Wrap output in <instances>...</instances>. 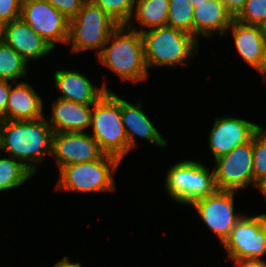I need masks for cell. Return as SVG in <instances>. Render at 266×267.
<instances>
[{
	"mask_svg": "<svg viewBox=\"0 0 266 267\" xmlns=\"http://www.w3.org/2000/svg\"><path fill=\"white\" fill-rule=\"evenodd\" d=\"M52 117L47 119L53 133L79 132L91 126L93 105H85L57 98L52 102Z\"/></svg>",
	"mask_w": 266,
	"mask_h": 267,
	"instance_id": "2e32d148",
	"label": "cell"
},
{
	"mask_svg": "<svg viewBox=\"0 0 266 267\" xmlns=\"http://www.w3.org/2000/svg\"><path fill=\"white\" fill-rule=\"evenodd\" d=\"M207 0H190L193 7H197V4H201Z\"/></svg>",
	"mask_w": 266,
	"mask_h": 267,
	"instance_id": "d590c367",
	"label": "cell"
},
{
	"mask_svg": "<svg viewBox=\"0 0 266 267\" xmlns=\"http://www.w3.org/2000/svg\"><path fill=\"white\" fill-rule=\"evenodd\" d=\"M93 134L102 151L120 161L129 152L128 139L121 118V98L106 91L94 104L91 116Z\"/></svg>",
	"mask_w": 266,
	"mask_h": 267,
	"instance_id": "277c9868",
	"label": "cell"
},
{
	"mask_svg": "<svg viewBox=\"0 0 266 267\" xmlns=\"http://www.w3.org/2000/svg\"><path fill=\"white\" fill-rule=\"evenodd\" d=\"M54 267H82L80 262H70L68 256H64L62 260L57 261Z\"/></svg>",
	"mask_w": 266,
	"mask_h": 267,
	"instance_id": "836d02e7",
	"label": "cell"
},
{
	"mask_svg": "<svg viewBox=\"0 0 266 267\" xmlns=\"http://www.w3.org/2000/svg\"><path fill=\"white\" fill-rule=\"evenodd\" d=\"M232 29L236 50L252 68L259 65L266 39L265 29L261 26L241 23L233 18L228 30Z\"/></svg>",
	"mask_w": 266,
	"mask_h": 267,
	"instance_id": "ffe728a7",
	"label": "cell"
},
{
	"mask_svg": "<svg viewBox=\"0 0 266 267\" xmlns=\"http://www.w3.org/2000/svg\"><path fill=\"white\" fill-rule=\"evenodd\" d=\"M104 155L97 141L86 132L53 133L51 156L57 161L59 171L67 165L92 162Z\"/></svg>",
	"mask_w": 266,
	"mask_h": 267,
	"instance_id": "7c38bea8",
	"label": "cell"
},
{
	"mask_svg": "<svg viewBox=\"0 0 266 267\" xmlns=\"http://www.w3.org/2000/svg\"><path fill=\"white\" fill-rule=\"evenodd\" d=\"M55 86L61 93L58 97L67 101L93 105L109 88L104 83L94 87L90 80L75 70H56L53 75Z\"/></svg>",
	"mask_w": 266,
	"mask_h": 267,
	"instance_id": "9a60e30c",
	"label": "cell"
},
{
	"mask_svg": "<svg viewBox=\"0 0 266 267\" xmlns=\"http://www.w3.org/2000/svg\"><path fill=\"white\" fill-rule=\"evenodd\" d=\"M258 188L262 192V195H264V197L266 198V179L259 184Z\"/></svg>",
	"mask_w": 266,
	"mask_h": 267,
	"instance_id": "e575fe53",
	"label": "cell"
},
{
	"mask_svg": "<svg viewBox=\"0 0 266 267\" xmlns=\"http://www.w3.org/2000/svg\"><path fill=\"white\" fill-rule=\"evenodd\" d=\"M118 27L119 24L102 9L86 1L78 14L69 21L67 44L71 45L72 53L98 49V55Z\"/></svg>",
	"mask_w": 266,
	"mask_h": 267,
	"instance_id": "8992f818",
	"label": "cell"
},
{
	"mask_svg": "<svg viewBox=\"0 0 266 267\" xmlns=\"http://www.w3.org/2000/svg\"><path fill=\"white\" fill-rule=\"evenodd\" d=\"M119 25L132 23L135 0H89Z\"/></svg>",
	"mask_w": 266,
	"mask_h": 267,
	"instance_id": "d4e9b609",
	"label": "cell"
},
{
	"mask_svg": "<svg viewBox=\"0 0 266 267\" xmlns=\"http://www.w3.org/2000/svg\"><path fill=\"white\" fill-rule=\"evenodd\" d=\"M167 26L194 36L193 9L190 0H169Z\"/></svg>",
	"mask_w": 266,
	"mask_h": 267,
	"instance_id": "cb8c5ba5",
	"label": "cell"
},
{
	"mask_svg": "<svg viewBox=\"0 0 266 267\" xmlns=\"http://www.w3.org/2000/svg\"><path fill=\"white\" fill-rule=\"evenodd\" d=\"M22 0H0V20L8 23L20 18Z\"/></svg>",
	"mask_w": 266,
	"mask_h": 267,
	"instance_id": "f1b7e54d",
	"label": "cell"
},
{
	"mask_svg": "<svg viewBox=\"0 0 266 267\" xmlns=\"http://www.w3.org/2000/svg\"><path fill=\"white\" fill-rule=\"evenodd\" d=\"M215 162L213 170L217 189L237 191L251 183L258 188L253 174V138L215 159Z\"/></svg>",
	"mask_w": 266,
	"mask_h": 267,
	"instance_id": "ba28073f",
	"label": "cell"
},
{
	"mask_svg": "<svg viewBox=\"0 0 266 267\" xmlns=\"http://www.w3.org/2000/svg\"><path fill=\"white\" fill-rule=\"evenodd\" d=\"M20 18L54 49L57 43L67 44L69 20L47 1L22 0Z\"/></svg>",
	"mask_w": 266,
	"mask_h": 267,
	"instance_id": "30bf717a",
	"label": "cell"
},
{
	"mask_svg": "<svg viewBox=\"0 0 266 267\" xmlns=\"http://www.w3.org/2000/svg\"><path fill=\"white\" fill-rule=\"evenodd\" d=\"M169 0H135L134 19L143 27L139 32H144L146 27L153 29L167 26L169 13Z\"/></svg>",
	"mask_w": 266,
	"mask_h": 267,
	"instance_id": "44dd1931",
	"label": "cell"
},
{
	"mask_svg": "<svg viewBox=\"0 0 266 267\" xmlns=\"http://www.w3.org/2000/svg\"><path fill=\"white\" fill-rule=\"evenodd\" d=\"M4 23L2 20H0V39L2 38L3 35V30H4Z\"/></svg>",
	"mask_w": 266,
	"mask_h": 267,
	"instance_id": "8d00e7d4",
	"label": "cell"
},
{
	"mask_svg": "<svg viewBox=\"0 0 266 267\" xmlns=\"http://www.w3.org/2000/svg\"><path fill=\"white\" fill-rule=\"evenodd\" d=\"M237 267H266V261L258 258L232 259Z\"/></svg>",
	"mask_w": 266,
	"mask_h": 267,
	"instance_id": "4dcf8cb0",
	"label": "cell"
},
{
	"mask_svg": "<svg viewBox=\"0 0 266 267\" xmlns=\"http://www.w3.org/2000/svg\"><path fill=\"white\" fill-rule=\"evenodd\" d=\"M228 259L258 258L266 255V213L243 215L222 244Z\"/></svg>",
	"mask_w": 266,
	"mask_h": 267,
	"instance_id": "9c48e42d",
	"label": "cell"
},
{
	"mask_svg": "<svg viewBox=\"0 0 266 267\" xmlns=\"http://www.w3.org/2000/svg\"><path fill=\"white\" fill-rule=\"evenodd\" d=\"M253 174L258 185L266 179V130L262 126L253 135Z\"/></svg>",
	"mask_w": 266,
	"mask_h": 267,
	"instance_id": "484cf974",
	"label": "cell"
},
{
	"mask_svg": "<svg viewBox=\"0 0 266 267\" xmlns=\"http://www.w3.org/2000/svg\"><path fill=\"white\" fill-rule=\"evenodd\" d=\"M141 100L137 104L121 99V118L128 139L129 151L136 147L135 137L143 138L159 147H165L166 139L153 126L142 111Z\"/></svg>",
	"mask_w": 266,
	"mask_h": 267,
	"instance_id": "e0dca14e",
	"label": "cell"
},
{
	"mask_svg": "<svg viewBox=\"0 0 266 267\" xmlns=\"http://www.w3.org/2000/svg\"><path fill=\"white\" fill-rule=\"evenodd\" d=\"M98 59L122 81L137 83L148 77L143 38L132 23L119 25L98 54Z\"/></svg>",
	"mask_w": 266,
	"mask_h": 267,
	"instance_id": "7a4b0ae2",
	"label": "cell"
},
{
	"mask_svg": "<svg viewBox=\"0 0 266 267\" xmlns=\"http://www.w3.org/2000/svg\"><path fill=\"white\" fill-rule=\"evenodd\" d=\"M147 69L155 66H186L198 48V40L191 34L164 26L141 33Z\"/></svg>",
	"mask_w": 266,
	"mask_h": 267,
	"instance_id": "3957f363",
	"label": "cell"
},
{
	"mask_svg": "<svg viewBox=\"0 0 266 267\" xmlns=\"http://www.w3.org/2000/svg\"><path fill=\"white\" fill-rule=\"evenodd\" d=\"M167 172V193L177 203L189 205L217 190L214 170L211 172L207 166L196 160L177 162Z\"/></svg>",
	"mask_w": 266,
	"mask_h": 267,
	"instance_id": "52a82bcc",
	"label": "cell"
},
{
	"mask_svg": "<svg viewBox=\"0 0 266 267\" xmlns=\"http://www.w3.org/2000/svg\"><path fill=\"white\" fill-rule=\"evenodd\" d=\"M221 1L224 3L226 10L234 18L243 8L247 0H221Z\"/></svg>",
	"mask_w": 266,
	"mask_h": 267,
	"instance_id": "1f68e13d",
	"label": "cell"
},
{
	"mask_svg": "<svg viewBox=\"0 0 266 267\" xmlns=\"http://www.w3.org/2000/svg\"><path fill=\"white\" fill-rule=\"evenodd\" d=\"M1 40L12 47L27 62L39 60L54 49L39 34H36L22 18L5 23Z\"/></svg>",
	"mask_w": 266,
	"mask_h": 267,
	"instance_id": "5bb4252c",
	"label": "cell"
},
{
	"mask_svg": "<svg viewBox=\"0 0 266 267\" xmlns=\"http://www.w3.org/2000/svg\"><path fill=\"white\" fill-rule=\"evenodd\" d=\"M237 191L219 190L192 202L205 225L217 235L220 243L230 236L232 229L243 216L235 214L234 194Z\"/></svg>",
	"mask_w": 266,
	"mask_h": 267,
	"instance_id": "8fae6325",
	"label": "cell"
},
{
	"mask_svg": "<svg viewBox=\"0 0 266 267\" xmlns=\"http://www.w3.org/2000/svg\"><path fill=\"white\" fill-rule=\"evenodd\" d=\"M46 120L0 121V149L22 161L34 174V163L42 162L48 153L52 155L53 131Z\"/></svg>",
	"mask_w": 266,
	"mask_h": 267,
	"instance_id": "6da1fadb",
	"label": "cell"
},
{
	"mask_svg": "<svg viewBox=\"0 0 266 267\" xmlns=\"http://www.w3.org/2000/svg\"><path fill=\"white\" fill-rule=\"evenodd\" d=\"M261 126L241 118L217 117L209 136V147L214 158L226 155L232 149L249 142Z\"/></svg>",
	"mask_w": 266,
	"mask_h": 267,
	"instance_id": "4fadbf2b",
	"label": "cell"
},
{
	"mask_svg": "<svg viewBox=\"0 0 266 267\" xmlns=\"http://www.w3.org/2000/svg\"><path fill=\"white\" fill-rule=\"evenodd\" d=\"M256 70H258L264 77L262 82H266V39L263 45V52L261 56V60L259 65L256 67Z\"/></svg>",
	"mask_w": 266,
	"mask_h": 267,
	"instance_id": "d6a6232c",
	"label": "cell"
},
{
	"mask_svg": "<svg viewBox=\"0 0 266 267\" xmlns=\"http://www.w3.org/2000/svg\"><path fill=\"white\" fill-rule=\"evenodd\" d=\"M28 62L0 39V80L16 81L27 75Z\"/></svg>",
	"mask_w": 266,
	"mask_h": 267,
	"instance_id": "603a6c76",
	"label": "cell"
},
{
	"mask_svg": "<svg viewBox=\"0 0 266 267\" xmlns=\"http://www.w3.org/2000/svg\"><path fill=\"white\" fill-rule=\"evenodd\" d=\"M235 20L249 25L266 26V0H247Z\"/></svg>",
	"mask_w": 266,
	"mask_h": 267,
	"instance_id": "4316f807",
	"label": "cell"
},
{
	"mask_svg": "<svg viewBox=\"0 0 266 267\" xmlns=\"http://www.w3.org/2000/svg\"><path fill=\"white\" fill-rule=\"evenodd\" d=\"M33 174L22 162L11 156L0 158V192L19 187Z\"/></svg>",
	"mask_w": 266,
	"mask_h": 267,
	"instance_id": "7402d4cb",
	"label": "cell"
},
{
	"mask_svg": "<svg viewBox=\"0 0 266 267\" xmlns=\"http://www.w3.org/2000/svg\"><path fill=\"white\" fill-rule=\"evenodd\" d=\"M42 98L27 82L16 83L9 92L6 120H37L44 117Z\"/></svg>",
	"mask_w": 266,
	"mask_h": 267,
	"instance_id": "d6986e66",
	"label": "cell"
},
{
	"mask_svg": "<svg viewBox=\"0 0 266 267\" xmlns=\"http://www.w3.org/2000/svg\"><path fill=\"white\" fill-rule=\"evenodd\" d=\"M10 89L9 80H0V121L6 120V105Z\"/></svg>",
	"mask_w": 266,
	"mask_h": 267,
	"instance_id": "f546056e",
	"label": "cell"
},
{
	"mask_svg": "<svg viewBox=\"0 0 266 267\" xmlns=\"http://www.w3.org/2000/svg\"><path fill=\"white\" fill-rule=\"evenodd\" d=\"M194 37L199 35L210 37L219 32L220 36L227 34L233 20L221 0H207L193 9Z\"/></svg>",
	"mask_w": 266,
	"mask_h": 267,
	"instance_id": "ac0fdd59",
	"label": "cell"
},
{
	"mask_svg": "<svg viewBox=\"0 0 266 267\" xmlns=\"http://www.w3.org/2000/svg\"><path fill=\"white\" fill-rule=\"evenodd\" d=\"M121 161L105 154L102 158L63 167L56 190L94 193L115 191L113 174Z\"/></svg>",
	"mask_w": 266,
	"mask_h": 267,
	"instance_id": "5b68a950",
	"label": "cell"
},
{
	"mask_svg": "<svg viewBox=\"0 0 266 267\" xmlns=\"http://www.w3.org/2000/svg\"><path fill=\"white\" fill-rule=\"evenodd\" d=\"M62 13L69 21L82 9L86 0H44Z\"/></svg>",
	"mask_w": 266,
	"mask_h": 267,
	"instance_id": "83f0119b",
	"label": "cell"
}]
</instances>
